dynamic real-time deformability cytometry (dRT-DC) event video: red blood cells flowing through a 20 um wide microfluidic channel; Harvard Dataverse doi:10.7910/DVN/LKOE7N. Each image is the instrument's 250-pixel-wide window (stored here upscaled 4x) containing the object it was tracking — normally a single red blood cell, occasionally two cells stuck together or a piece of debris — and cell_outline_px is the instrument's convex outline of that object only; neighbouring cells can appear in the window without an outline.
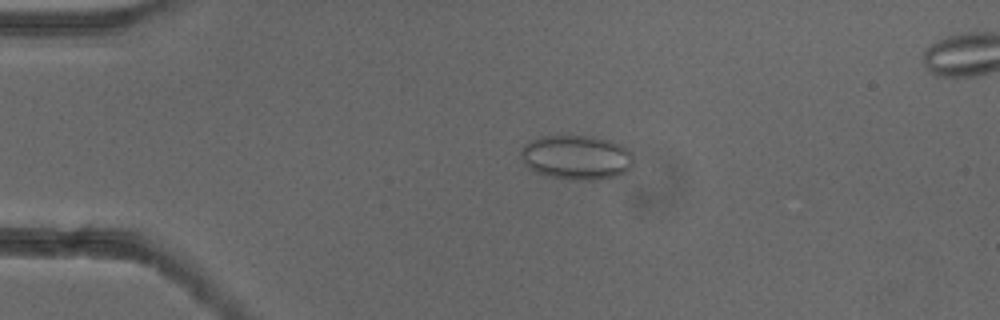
{"species": "common noctule bat (a hibernating species)", "species_latin": "Nyctalus noctula", "temperature_condition": "cold", "stored_images_in_passage": 29, "camera_frame_rate_fps": 3000, "um_per_image_px": 0.085, "animal": {"sex": "female"}, "frame": {"image": 1, "passage_image": 12, "time_ms": 3.667, "image_size_px": [1000, 320], "cell_outline_px": [[632, 168], [620, 176], [596, 180], [572, 180], [544, 176], [528, 168], [524, 164], [520, 156], [520, 152], [524, 144], [528, 140], [540, 136], [592, 136], [608, 140], [620, 144], [632, 152]], "centroid_in_image_um": [48.98, 13.39], "position_along_channel_um": 36.0, "area_um2": 29.77}}
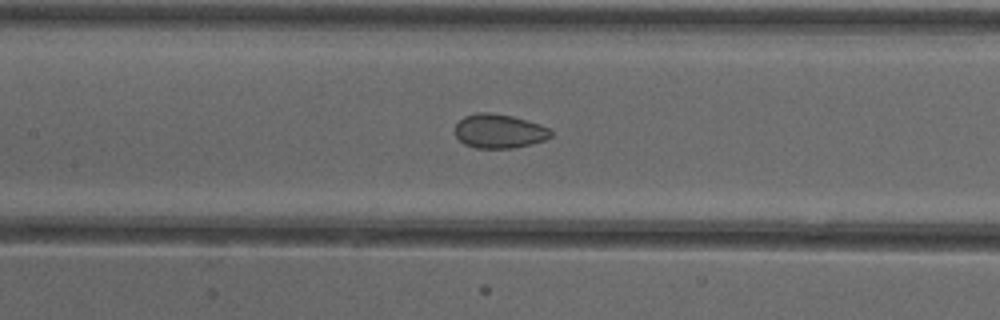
{"frame": {"image": 2, "passage_image": 25, "time_ms": 8.0, "image_size_px": [1000, 320], "cell_outline_px": [[552, 136], [544, 140], [512, 148], [476, 148], [464, 144], [456, 136], [456, 124], [464, 116], [476, 112], [492, 112], [512, 116], [540, 124], [548, 128], [552, 132]], "centroid_in_image_um": [42.41, 11.13], "position_along_channel_um": 165.0, "area_um2": 18.96}}
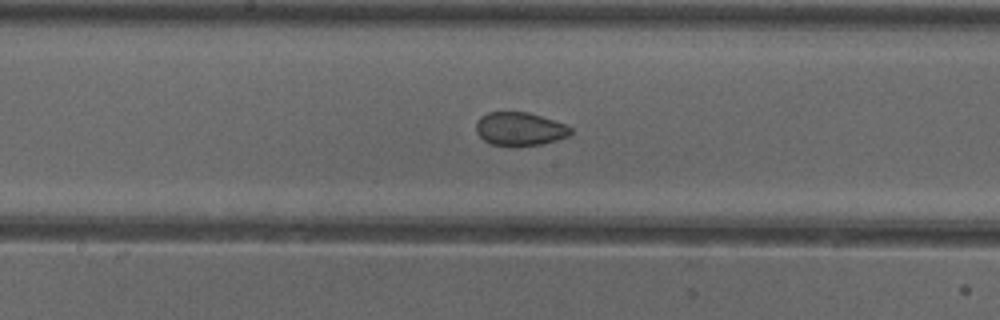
{"frame": {"image": 3, "passage_image": 28, "time_ms": 9.0, "image_size_px": [1000, 320], "cell_outline_px": [[572, 132], [568, 136], [544, 144], [492, 144], [484, 140], [476, 132], [476, 124], [480, 116], [488, 112], [528, 112], [568, 124], [572, 128]], "centroid_in_image_um": [44.21, 10.92], "position_along_channel_um": 204.0, "area_um2": 18.15}}